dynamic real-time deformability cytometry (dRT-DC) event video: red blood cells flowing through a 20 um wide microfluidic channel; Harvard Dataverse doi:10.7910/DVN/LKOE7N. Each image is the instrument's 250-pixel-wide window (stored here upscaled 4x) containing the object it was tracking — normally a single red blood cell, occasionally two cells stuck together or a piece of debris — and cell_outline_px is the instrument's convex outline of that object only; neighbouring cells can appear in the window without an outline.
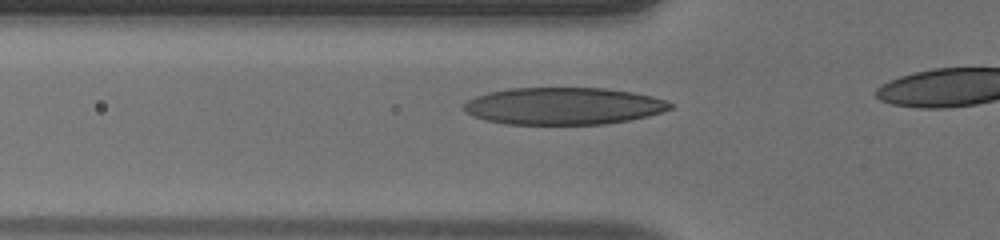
{"species": "human", "species_latin": "Homo sapiens", "temperature_condition": "warm", "stored_images_in_passage": 22, "camera_frame_rate_fps": 3000, "um_per_image_px": 0.085, "donor": {"sex": "male"}, "frame": {"image": 1, "passage_image": 7, "time_ms": 2.0, "image_size_px": [1000, 240], "cell_outline_px": [[672, 108], [648, 116], [628, 120], [604, 124], [504, 124], [488, 120], [464, 112], [464, 104], [468, 100], [476, 96], [488, 92], [508, 88], [604, 88], [632, 92], [652, 96], [664, 100], [672, 104]], "centroid_in_image_um": [47.88, 9.01], "position_along_channel_um": 77.9, "area_um2": 44.45}}
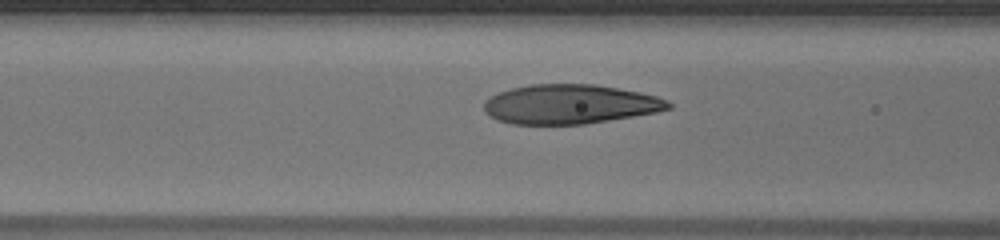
{"frame": {"image": 2, "passage_image": 10, "time_ms": 3.0, "image_size_px": [1000, 240], "cell_outline_px": [[672, 108], [656, 112], [584, 124], [512, 124], [496, 120], [484, 112], [484, 100], [500, 92], [512, 88], [528, 84], [596, 84], [640, 92], [656, 96], [668, 100], [672, 104]], "centroid_in_image_um": [48.43, 8.85], "position_along_channel_um": 118.2, "area_um2": 42.37}}